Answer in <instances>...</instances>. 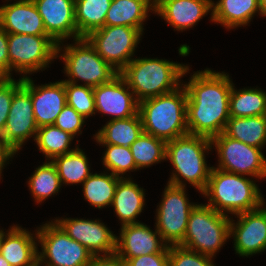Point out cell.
I'll use <instances>...</instances> for the list:
<instances>
[{
  "instance_id": "cell-1",
  "label": "cell",
  "mask_w": 266,
  "mask_h": 266,
  "mask_svg": "<svg viewBox=\"0 0 266 266\" xmlns=\"http://www.w3.org/2000/svg\"><path fill=\"white\" fill-rule=\"evenodd\" d=\"M187 91V127L191 135L212 139L224 132L230 118L232 83L229 75L206 69L184 85Z\"/></svg>"
},
{
  "instance_id": "cell-2",
  "label": "cell",
  "mask_w": 266,
  "mask_h": 266,
  "mask_svg": "<svg viewBox=\"0 0 266 266\" xmlns=\"http://www.w3.org/2000/svg\"><path fill=\"white\" fill-rule=\"evenodd\" d=\"M139 102L143 132L164 141L189 134L187 127V91L185 87ZM181 90V91H180Z\"/></svg>"
},
{
  "instance_id": "cell-3",
  "label": "cell",
  "mask_w": 266,
  "mask_h": 266,
  "mask_svg": "<svg viewBox=\"0 0 266 266\" xmlns=\"http://www.w3.org/2000/svg\"><path fill=\"white\" fill-rule=\"evenodd\" d=\"M188 66L160 59H132L119 73L138 102L175 91Z\"/></svg>"
},
{
  "instance_id": "cell-4",
  "label": "cell",
  "mask_w": 266,
  "mask_h": 266,
  "mask_svg": "<svg viewBox=\"0 0 266 266\" xmlns=\"http://www.w3.org/2000/svg\"><path fill=\"white\" fill-rule=\"evenodd\" d=\"M242 176L212 167L202 192L210 196V203L206 205L219 213L227 211L235 215L262 207L264 202L257 185Z\"/></svg>"
},
{
  "instance_id": "cell-5",
  "label": "cell",
  "mask_w": 266,
  "mask_h": 266,
  "mask_svg": "<svg viewBox=\"0 0 266 266\" xmlns=\"http://www.w3.org/2000/svg\"><path fill=\"white\" fill-rule=\"evenodd\" d=\"M208 205L192 209L183 241L179 244L203 255L214 256L230 236V218Z\"/></svg>"
},
{
  "instance_id": "cell-6",
  "label": "cell",
  "mask_w": 266,
  "mask_h": 266,
  "mask_svg": "<svg viewBox=\"0 0 266 266\" xmlns=\"http://www.w3.org/2000/svg\"><path fill=\"white\" fill-rule=\"evenodd\" d=\"M211 147V139L187 134L167 141L166 159L171 161L178 175L203 192L212 168L207 167L204 151Z\"/></svg>"
},
{
  "instance_id": "cell-7",
  "label": "cell",
  "mask_w": 266,
  "mask_h": 266,
  "mask_svg": "<svg viewBox=\"0 0 266 266\" xmlns=\"http://www.w3.org/2000/svg\"><path fill=\"white\" fill-rule=\"evenodd\" d=\"M184 187L185 184L173 173L158 208L156 230L166 244L179 245L183 241L190 213L196 206L187 201Z\"/></svg>"
},
{
  "instance_id": "cell-8",
  "label": "cell",
  "mask_w": 266,
  "mask_h": 266,
  "mask_svg": "<svg viewBox=\"0 0 266 266\" xmlns=\"http://www.w3.org/2000/svg\"><path fill=\"white\" fill-rule=\"evenodd\" d=\"M77 46L68 45L61 55L65 61V72L72 79L64 82L76 84L78 78L85 86L97 87L109 83L119 73L113 69L94 49L85 37L75 40ZM74 78V79H73Z\"/></svg>"
},
{
  "instance_id": "cell-9",
  "label": "cell",
  "mask_w": 266,
  "mask_h": 266,
  "mask_svg": "<svg viewBox=\"0 0 266 266\" xmlns=\"http://www.w3.org/2000/svg\"><path fill=\"white\" fill-rule=\"evenodd\" d=\"M142 31L129 26H104L85 38L95 51L118 73L132 60ZM117 66V67H116Z\"/></svg>"
},
{
  "instance_id": "cell-10",
  "label": "cell",
  "mask_w": 266,
  "mask_h": 266,
  "mask_svg": "<svg viewBox=\"0 0 266 266\" xmlns=\"http://www.w3.org/2000/svg\"><path fill=\"white\" fill-rule=\"evenodd\" d=\"M37 239L42 246V253L38 252V266L46 258H49L46 266H86L93 256L56 222L44 224L37 231Z\"/></svg>"
},
{
  "instance_id": "cell-11",
  "label": "cell",
  "mask_w": 266,
  "mask_h": 266,
  "mask_svg": "<svg viewBox=\"0 0 266 266\" xmlns=\"http://www.w3.org/2000/svg\"><path fill=\"white\" fill-rule=\"evenodd\" d=\"M57 43L49 35L8 33L10 71L35 72L57 56Z\"/></svg>"
},
{
  "instance_id": "cell-12",
  "label": "cell",
  "mask_w": 266,
  "mask_h": 266,
  "mask_svg": "<svg viewBox=\"0 0 266 266\" xmlns=\"http://www.w3.org/2000/svg\"><path fill=\"white\" fill-rule=\"evenodd\" d=\"M219 154L218 169L240 175L266 178V158L261 148L249 146L224 132L211 139Z\"/></svg>"
},
{
  "instance_id": "cell-13",
  "label": "cell",
  "mask_w": 266,
  "mask_h": 266,
  "mask_svg": "<svg viewBox=\"0 0 266 266\" xmlns=\"http://www.w3.org/2000/svg\"><path fill=\"white\" fill-rule=\"evenodd\" d=\"M33 103L30 96V78H22V86L13 94L9 115L0 139L15 153L24 141L37 134Z\"/></svg>"
},
{
  "instance_id": "cell-14",
  "label": "cell",
  "mask_w": 266,
  "mask_h": 266,
  "mask_svg": "<svg viewBox=\"0 0 266 266\" xmlns=\"http://www.w3.org/2000/svg\"><path fill=\"white\" fill-rule=\"evenodd\" d=\"M56 223L70 238L85 246L93 256H99V252L110 255L116 251L117 237L97 220L67 218L56 220Z\"/></svg>"
},
{
  "instance_id": "cell-15",
  "label": "cell",
  "mask_w": 266,
  "mask_h": 266,
  "mask_svg": "<svg viewBox=\"0 0 266 266\" xmlns=\"http://www.w3.org/2000/svg\"><path fill=\"white\" fill-rule=\"evenodd\" d=\"M129 89L127 82L120 74L109 83L94 87L95 109L104 114L113 115L111 120L126 119L137 115L139 102L129 92Z\"/></svg>"
},
{
  "instance_id": "cell-16",
  "label": "cell",
  "mask_w": 266,
  "mask_h": 266,
  "mask_svg": "<svg viewBox=\"0 0 266 266\" xmlns=\"http://www.w3.org/2000/svg\"><path fill=\"white\" fill-rule=\"evenodd\" d=\"M46 33L58 44L57 54L61 50L60 42L70 36L78 39L75 21V0H33Z\"/></svg>"
},
{
  "instance_id": "cell-17",
  "label": "cell",
  "mask_w": 266,
  "mask_h": 266,
  "mask_svg": "<svg viewBox=\"0 0 266 266\" xmlns=\"http://www.w3.org/2000/svg\"><path fill=\"white\" fill-rule=\"evenodd\" d=\"M238 223L230 222V235L235 243L236 253L249 256L266 249V208L236 214Z\"/></svg>"
},
{
  "instance_id": "cell-18",
  "label": "cell",
  "mask_w": 266,
  "mask_h": 266,
  "mask_svg": "<svg viewBox=\"0 0 266 266\" xmlns=\"http://www.w3.org/2000/svg\"><path fill=\"white\" fill-rule=\"evenodd\" d=\"M157 235L160 238L159 241L162 242V237L157 230L152 232L150 228L140 222L123 225L120 238H116L115 253L124 261L153 253H169V244L159 242Z\"/></svg>"
},
{
  "instance_id": "cell-19",
  "label": "cell",
  "mask_w": 266,
  "mask_h": 266,
  "mask_svg": "<svg viewBox=\"0 0 266 266\" xmlns=\"http://www.w3.org/2000/svg\"><path fill=\"white\" fill-rule=\"evenodd\" d=\"M0 28L7 33L48 35L33 0H20L0 7Z\"/></svg>"
},
{
  "instance_id": "cell-20",
  "label": "cell",
  "mask_w": 266,
  "mask_h": 266,
  "mask_svg": "<svg viewBox=\"0 0 266 266\" xmlns=\"http://www.w3.org/2000/svg\"><path fill=\"white\" fill-rule=\"evenodd\" d=\"M30 96L38 128L53 125L67 104L64 80L35 87L30 79Z\"/></svg>"
},
{
  "instance_id": "cell-21",
  "label": "cell",
  "mask_w": 266,
  "mask_h": 266,
  "mask_svg": "<svg viewBox=\"0 0 266 266\" xmlns=\"http://www.w3.org/2000/svg\"><path fill=\"white\" fill-rule=\"evenodd\" d=\"M211 0H162L154 11L161 15L176 30L194 26L212 10Z\"/></svg>"
},
{
  "instance_id": "cell-22",
  "label": "cell",
  "mask_w": 266,
  "mask_h": 266,
  "mask_svg": "<svg viewBox=\"0 0 266 266\" xmlns=\"http://www.w3.org/2000/svg\"><path fill=\"white\" fill-rule=\"evenodd\" d=\"M36 246L28 231L13 226L7 235L4 234L0 254L11 266H38Z\"/></svg>"
},
{
  "instance_id": "cell-23",
  "label": "cell",
  "mask_w": 266,
  "mask_h": 266,
  "mask_svg": "<svg viewBox=\"0 0 266 266\" xmlns=\"http://www.w3.org/2000/svg\"><path fill=\"white\" fill-rule=\"evenodd\" d=\"M123 225L138 223L136 217L144 206V192L130 179H121L116 187L112 204Z\"/></svg>"
},
{
  "instance_id": "cell-24",
  "label": "cell",
  "mask_w": 266,
  "mask_h": 266,
  "mask_svg": "<svg viewBox=\"0 0 266 266\" xmlns=\"http://www.w3.org/2000/svg\"><path fill=\"white\" fill-rule=\"evenodd\" d=\"M148 8L154 11L147 0H112L105 26H129L143 31L142 22L147 18Z\"/></svg>"
},
{
  "instance_id": "cell-25",
  "label": "cell",
  "mask_w": 266,
  "mask_h": 266,
  "mask_svg": "<svg viewBox=\"0 0 266 266\" xmlns=\"http://www.w3.org/2000/svg\"><path fill=\"white\" fill-rule=\"evenodd\" d=\"M224 133L255 148L266 143V115L253 117H230Z\"/></svg>"
},
{
  "instance_id": "cell-26",
  "label": "cell",
  "mask_w": 266,
  "mask_h": 266,
  "mask_svg": "<svg viewBox=\"0 0 266 266\" xmlns=\"http://www.w3.org/2000/svg\"><path fill=\"white\" fill-rule=\"evenodd\" d=\"M212 21L228 28L246 25L259 10V0H219L212 4Z\"/></svg>"
},
{
  "instance_id": "cell-27",
  "label": "cell",
  "mask_w": 266,
  "mask_h": 266,
  "mask_svg": "<svg viewBox=\"0 0 266 266\" xmlns=\"http://www.w3.org/2000/svg\"><path fill=\"white\" fill-rule=\"evenodd\" d=\"M143 132L140 114L126 119L110 120L96 135L101 144L130 147Z\"/></svg>"
},
{
  "instance_id": "cell-28",
  "label": "cell",
  "mask_w": 266,
  "mask_h": 266,
  "mask_svg": "<svg viewBox=\"0 0 266 266\" xmlns=\"http://www.w3.org/2000/svg\"><path fill=\"white\" fill-rule=\"evenodd\" d=\"M112 0H75V21L78 38L105 26Z\"/></svg>"
},
{
  "instance_id": "cell-29",
  "label": "cell",
  "mask_w": 266,
  "mask_h": 266,
  "mask_svg": "<svg viewBox=\"0 0 266 266\" xmlns=\"http://www.w3.org/2000/svg\"><path fill=\"white\" fill-rule=\"evenodd\" d=\"M230 117L266 115V93L258 89L236 91L232 85L229 100Z\"/></svg>"
},
{
  "instance_id": "cell-30",
  "label": "cell",
  "mask_w": 266,
  "mask_h": 266,
  "mask_svg": "<svg viewBox=\"0 0 266 266\" xmlns=\"http://www.w3.org/2000/svg\"><path fill=\"white\" fill-rule=\"evenodd\" d=\"M51 161L56 166L61 183H83L92 174L89 172L86 155L78 147L70 153L51 159Z\"/></svg>"
},
{
  "instance_id": "cell-31",
  "label": "cell",
  "mask_w": 266,
  "mask_h": 266,
  "mask_svg": "<svg viewBox=\"0 0 266 266\" xmlns=\"http://www.w3.org/2000/svg\"><path fill=\"white\" fill-rule=\"evenodd\" d=\"M123 177L105 174H91L84 182L85 199L97 208L111 205L118 182Z\"/></svg>"
},
{
  "instance_id": "cell-32",
  "label": "cell",
  "mask_w": 266,
  "mask_h": 266,
  "mask_svg": "<svg viewBox=\"0 0 266 266\" xmlns=\"http://www.w3.org/2000/svg\"><path fill=\"white\" fill-rule=\"evenodd\" d=\"M166 141L142 132L130 145L137 169L148 167L166 159Z\"/></svg>"
},
{
  "instance_id": "cell-33",
  "label": "cell",
  "mask_w": 266,
  "mask_h": 266,
  "mask_svg": "<svg viewBox=\"0 0 266 266\" xmlns=\"http://www.w3.org/2000/svg\"><path fill=\"white\" fill-rule=\"evenodd\" d=\"M73 137L70 133L53 124L38 128L34 140L39 147V151H42L46 157L54 159L57 156L74 151L73 149L68 150Z\"/></svg>"
},
{
  "instance_id": "cell-34",
  "label": "cell",
  "mask_w": 266,
  "mask_h": 266,
  "mask_svg": "<svg viewBox=\"0 0 266 266\" xmlns=\"http://www.w3.org/2000/svg\"><path fill=\"white\" fill-rule=\"evenodd\" d=\"M28 184L37 202H42L52 194H55L61 186L56 166L50 161L36 168Z\"/></svg>"
},
{
  "instance_id": "cell-35",
  "label": "cell",
  "mask_w": 266,
  "mask_h": 266,
  "mask_svg": "<svg viewBox=\"0 0 266 266\" xmlns=\"http://www.w3.org/2000/svg\"><path fill=\"white\" fill-rule=\"evenodd\" d=\"M67 105L73 107L84 118L95 114L93 87L65 82Z\"/></svg>"
},
{
  "instance_id": "cell-36",
  "label": "cell",
  "mask_w": 266,
  "mask_h": 266,
  "mask_svg": "<svg viewBox=\"0 0 266 266\" xmlns=\"http://www.w3.org/2000/svg\"><path fill=\"white\" fill-rule=\"evenodd\" d=\"M107 146L103 157V164L107 169L111 170L114 176L126 173L129 170H137L130 147L104 144Z\"/></svg>"
},
{
  "instance_id": "cell-37",
  "label": "cell",
  "mask_w": 266,
  "mask_h": 266,
  "mask_svg": "<svg viewBox=\"0 0 266 266\" xmlns=\"http://www.w3.org/2000/svg\"><path fill=\"white\" fill-rule=\"evenodd\" d=\"M211 258L181 245H169L168 266H214Z\"/></svg>"
},
{
  "instance_id": "cell-38",
  "label": "cell",
  "mask_w": 266,
  "mask_h": 266,
  "mask_svg": "<svg viewBox=\"0 0 266 266\" xmlns=\"http://www.w3.org/2000/svg\"><path fill=\"white\" fill-rule=\"evenodd\" d=\"M22 86V78L18 82L14 79H0V135L5 128L9 115L13 94Z\"/></svg>"
},
{
  "instance_id": "cell-39",
  "label": "cell",
  "mask_w": 266,
  "mask_h": 266,
  "mask_svg": "<svg viewBox=\"0 0 266 266\" xmlns=\"http://www.w3.org/2000/svg\"><path fill=\"white\" fill-rule=\"evenodd\" d=\"M84 120L85 118L82 115L66 104L58 114L54 125L74 136L80 131Z\"/></svg>"
},
{
  "instance_id": "cell-40",
  "label": "cell",
  "mask_w": 266,
  "mask_h": 266,
  "mask_svg": "<svg viewBox=\"0 0 266 266\" xmlns=\"http://www.w3.org/2000/svg\"><path fill=\"white\" fill-rule=\"evenodd\" d=\"M127 266H168L169 253H153L125 260Z\"/></svg>"
},
{
  "instance_id": "cell-41",
  "label": "cell",
  "mask_w": 266,
  "mask_h": 266,
  "mask_svg": "<svg viewBox=\"0 0 266 266\" xmlns=\"http://www.w3.org/2000/svg\"><path fill=\"white\" fill-rule=\"evenodd\" d=\"M8 54V33L0 28V79H11Z\"/></svg>"
},
{
  "instance_id": "cell-42",
  "label": "cell",
  "mask_w": 266,
  "mask_h": 266,
  "mask_svg": "<svg viewBox=\"0 0 266 266\" xmlns=\"http://www.w3.org/2000/svg\"><path fill=\"white\" fill-rule=\"evenodd\" d=\"M86 266H127L126 262L116 253L104 256H92Z\"/></svg>"
},
{
  "instance_id": "cell-43",
  "label": "cell",
  "mask_w": 266,
  "mask_h": 266,
  "mask_svg": "<svg viewBox=\"0 0 266 266\" xmlns=\"http://www.w3.org/2000/svg\"><path fill=\"white\" fill-rule=\"evenodd\" d=\"M14 153L15 152L0 139V174L5 161L12 157Z\"/></svg>"
},
{
  "instance_id": "cell-44",
  "label": "cell",
  "mask_w": 266,
  "mask_h": 266,
  "mask_svg": "<svg viewBox=\"0 0 266 266\" xmlns=\"http://www.w3.org/2000/svg\"><path fill=\"white\" fill-rule=\"evenodd\" d=\"M259 10L262 16H266V0H259Z\"/></svg>"
},
{
  "instance_id": "cell-45",
  "label": "cell",
  "mask_w": 266,
  "mask_h": 266,
  "mask_svg": "<svg viewBox=\"0 0 266 266\" xmlns=\"http://www.w3.org/2000/svg\"><path fill=\"white\" fill-rule=\"evenodd\" d=\"M0 266H11L1 254H0Z\"/></svg>"
},
{
  "instance_id": "cell-46",
  "label": "cell",
  "mask_w": 266,
  "mask_h": 266,
  "mask_svg": "<svg viewBox=\"0 0 266 266\" xmlns=\"http://www.w3.org/2000/svg\"><path fill=\"white\" fill-rule=\"evenodd\" d=\"M150 4H152L154 7L157 6L162 0H147ZM152 2V3H151Z\"/></svg>"
},
{
  "instance_id": "cell-47",
  "label": "cell",
  "mask_w": 266,
  "mask_h": 266,
  "mask_svg": "<svg viewBox=\"0 0 266 266\" xmlns=\"http://www.w3.org/2000/svg\"><path fill=\"white\" fill-rule=\"evenodd\" d=\"M4 232L2 230H0V249H1V244H2V240L4 238Z\"/></svg>"
}]
</instances>
